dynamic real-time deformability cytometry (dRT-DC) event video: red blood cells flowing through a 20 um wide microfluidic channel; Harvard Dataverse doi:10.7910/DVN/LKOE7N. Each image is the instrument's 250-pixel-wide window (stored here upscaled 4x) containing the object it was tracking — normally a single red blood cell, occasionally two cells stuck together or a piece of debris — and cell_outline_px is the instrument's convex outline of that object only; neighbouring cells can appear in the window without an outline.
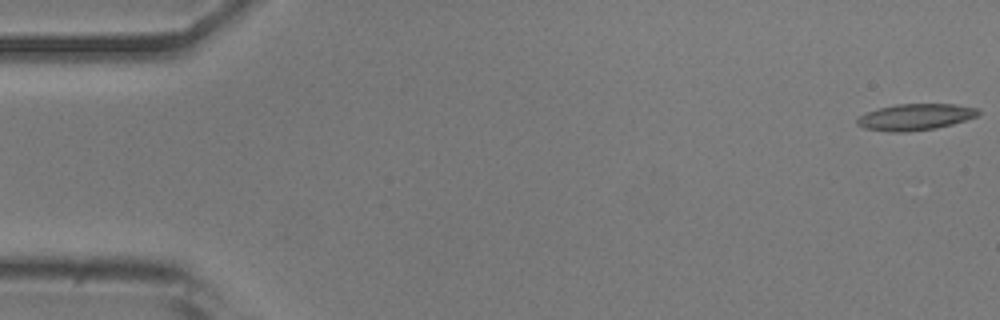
{"species": "common noctule bat (a hibernating species)", "species_latin": "Nyctalus noctula", "temperature_condition": "room temperature", "stored_images_in_passage": 14, "camera_frame_rate_fps": 3000, "um_per_image_px": 0.085, "animal": {"sex": "male", "body_mass_g": 20.5, "forearm_length_mm": 52.5}, "frame": {"image": 1, "passage_image": 1, "time_ms": 0.0, "image_size_px": [1000, 320], "cell_outline_px": [[980, 112], [976, 116], [952, 124], [936, 128], [908, 132], [888, 132], [864, 128], [856, 124], [856, 120], [860, 116], [868, 112], [880, 108], [896, 104], [956, 104], [980, 108]], "centroid_in_image_um": [77.81, 9.94], "position_along_channel_um": 7.2, "area_um2": 18.61}}
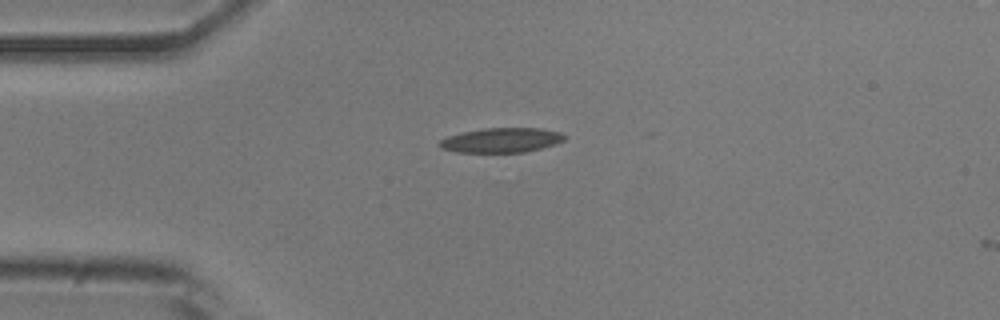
{"frame": {"image": 2, "passage_image": 13, "time_ms": 4.0, "image_size_px": [1000, 320], "cell_outline_px": [[568, 136], [564, 140], [556, 144], [524, 152], [456, 152], [440, 148], [440, 140], [448, 136], [464, 132], [484, 128], [540, 128], [560, 132]], "centroid_in_image_um": [42.65, 11.91], "position_along_channel_um": 42.3, "area_um2": 17.86}}